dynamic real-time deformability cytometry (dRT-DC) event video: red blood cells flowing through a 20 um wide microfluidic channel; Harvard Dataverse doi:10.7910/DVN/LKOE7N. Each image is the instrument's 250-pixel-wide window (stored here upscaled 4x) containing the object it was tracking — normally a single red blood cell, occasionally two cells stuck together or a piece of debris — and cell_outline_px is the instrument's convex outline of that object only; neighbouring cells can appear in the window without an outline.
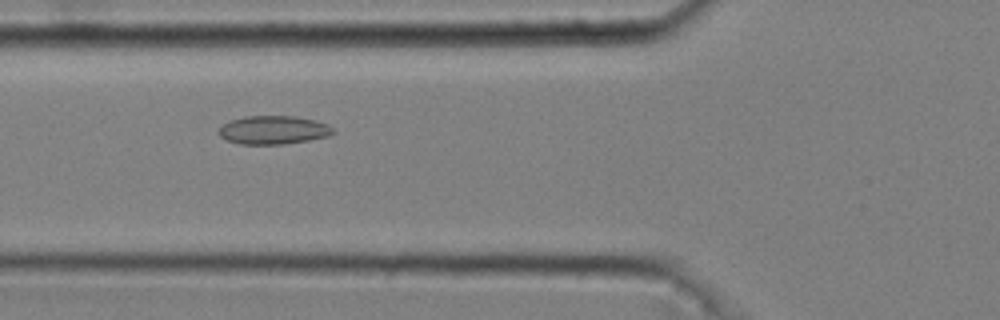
{"species": "common noctule bat (a hibernating species)", "species_latin": "Nyctalus noctula", "temperature_condition": "cold", "stored_images_in_passage": 44, "camera_frame_rate_fps": 3000, "um_per_image_px": 0.085, "animal": {"sex": "male", "body_mass_g": 20.4}, "frame": {"image": 1, "passage_image": 16, "time_ms": 5.0, "image_size_px": [1000, 320], "cell_outline_px": [[336, 132], [328, 136], [308, 140], [284, 144], [240, 144], [228, 140], [220, 136], [220, 128], [228, 120], [244, 116], [296, 116], [316, 120], [328, 124]], "centroid_in_image_um": [23.26, 11.04], "position_along_channel_um": 102.5, "area_um2": 18.96}}
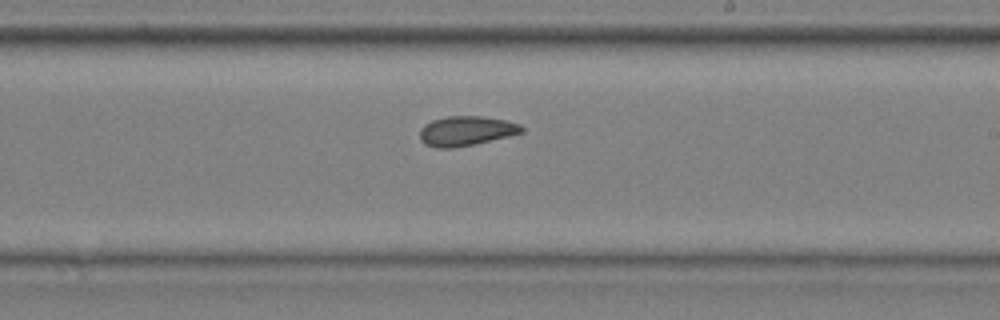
{"frame": {"image": 2, "passage_image": 28, "time_ms": 9.0, "image_size_px": [1000, 320], "cell_outline_px": [[524, 132], [508, 136], [472, 144], [452, 148], [436, 148], [424, 144], [420, 140], [420, 128], [424, 124], [432, 120], [448, 116], [484, 116], [508, 120], [520, 124], [524, 128]], "centroid_in_image_um": [39.61, 11.12], "position_along_channel_um": 249.4, "area_um2": 17.69}}
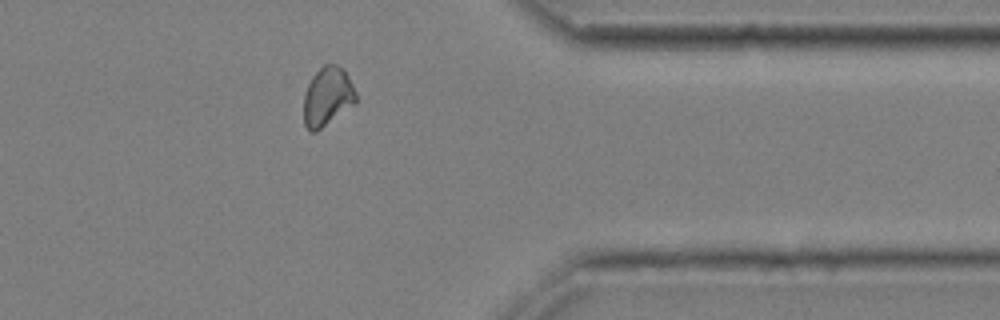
{"frame": {"image": 3, "passage_image": 40, "time_ms": 13.0, "image_size_px": [1000, 320], "cell_outline_px": [[356, 104], [316, 132], [308, 132], [304, 124], [304, 92], [312, 76], [324, 64], [336, 64], [344, 68], [356, 92]], "centroid_in_image_um": [27.83, 8.22], "position_along_channel_um": 383.6, "area_um2": 18.21}, "authors_computed_cell_mechanics": {"area_um2": 18.0336, "velocity_mm_per_s": 3.6709, "shape_relaxation_time_tau1_ms": null, "shape_relaxation_time_tau2_ms": 2.9148, "deformation_change_tau1": null, "deformation_change_tau2": 0.0744}}